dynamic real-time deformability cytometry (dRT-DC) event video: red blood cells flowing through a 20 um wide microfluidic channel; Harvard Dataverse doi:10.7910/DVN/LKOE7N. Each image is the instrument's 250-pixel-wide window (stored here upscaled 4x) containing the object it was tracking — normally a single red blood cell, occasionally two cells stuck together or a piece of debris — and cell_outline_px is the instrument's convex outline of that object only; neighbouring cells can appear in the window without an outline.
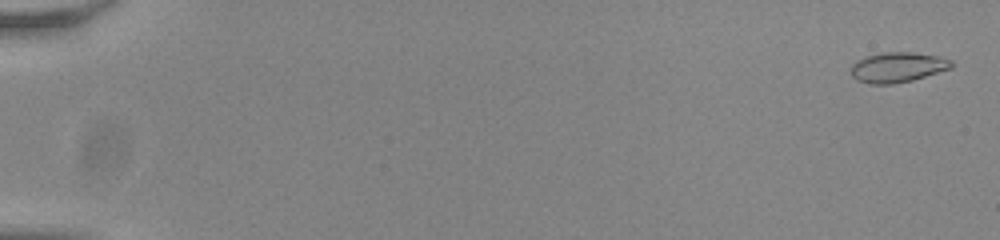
{"species": "common noctule bat (a hibernating species)", "species_latin": "Nyctalus noctula", "temperature_condition": "room temperature", "stored_images_in_passage": 56, "camera_frame_rate_fps": 3000, "um_per_image_px": 0.085, "animal": {"sex": "male", "body_mass_g": 20.0, "forearm_length_mm": 53.3}, "frame": {"image": 1, "passage_image": 2, "time_ms": 0.333, "image_size_px": [1000, 240], "cell_outline_px": [[956, 64], [952, 68], [912, 80], [892, 84], [868, 84], [856, 80], [852, 76], [852, 64], [856, 60], [864, 56], [884, 52], [912, 52], [940, 56], [952, 60]], "centroid_in_image_um": [76.31, 5.71], "position_along_channel_um": 8.7, "area_um2": 17.86}}
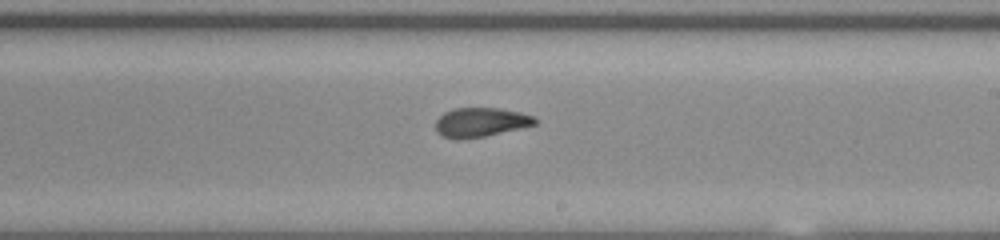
{"frame": {"image": 2, "passage_image": 35, "time_ms": 11.333, "image_size_px": [1000, 240], "cell_outline_px": [[540, 120], [536, 124], [520, 128], [484, 136], [460, 140], [456, 140], [444, 136], [436, 132], [436, 120], [444, 112], [452, 108], [500, 108], [520, 112], [536, 116]], "centroid_in_image_um": [40.88, 10.39], "position_along_channel_um": 248.1, "area_um2": 17.11}}
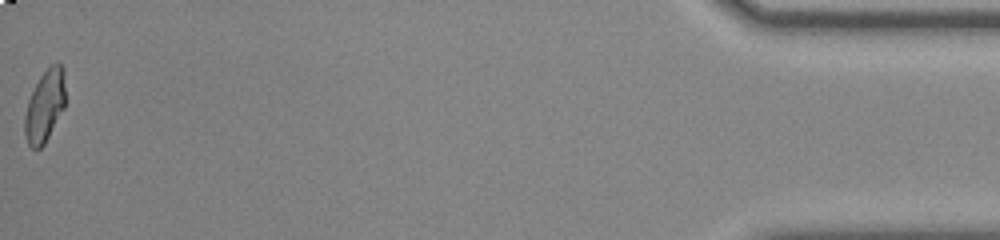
{"frame": {"image": 3, "passage_image": 56, "time_ms": 18.333, "image_size_px": [1000, 240], "cell_outline_px": [[64, 108], [44, 144], [40, 148], [32, 148], [28, 144], [24, 132], [24, 116], [28, 100], [40, 76], [56, 60], [64, 68]], "centroid_in_image_um": [3.8, 8.99], "position_along_channel_um": 431.4, "area_um2": 16.88}, "authors_computed_cell_mechanics": {"area_um2": 17.4556, "velocity_mm_per_s": 3.841, "shape_relaxation_time_tau1_ms": null, "shape_relaxation_time_tau2_ms": 1.0052, "deformation_change_tau1": null, "deformation_change_tau2": 0.0703}}